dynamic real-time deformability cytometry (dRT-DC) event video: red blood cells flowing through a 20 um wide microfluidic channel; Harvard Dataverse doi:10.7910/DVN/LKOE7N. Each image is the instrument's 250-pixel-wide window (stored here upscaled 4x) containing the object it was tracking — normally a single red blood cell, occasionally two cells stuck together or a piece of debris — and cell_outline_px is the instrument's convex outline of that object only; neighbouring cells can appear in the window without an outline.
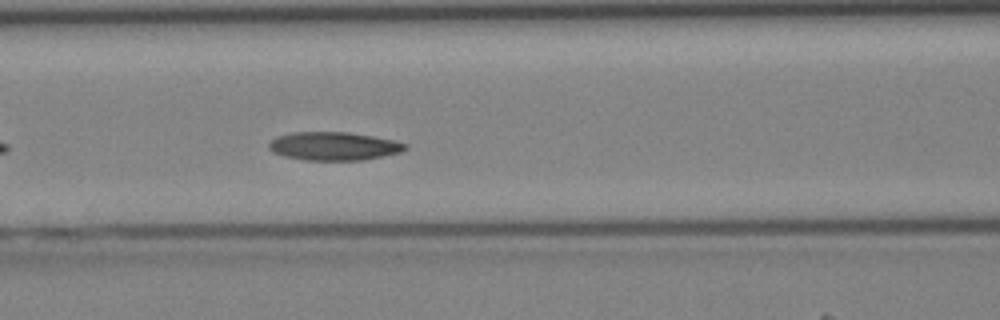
{"species": "Egyptian fruit bat (a non-hibernating species)", "species_latin": "Rousettus aegyptiacus", "temperature_condition": "cold", "stored_images_in_passage": 21, "camera_frame_rate_fps": 3000, "um_per_image_px": 0.085, "animal": {"sex": "female"}, "frame": {"image": 1, "passage_image": 7, "time_ms": 2.0, "image_size_px": [1000, 320], "cell_outline_px": [[408, 148], [400, 152], [360, 160], [304, 160], [284, 156], [272, 152], [268, 148], [268, 144], [276, 136], [292, 132], [348, 132], [396, 140], [408, 144]], "centroid_in_image_um": [28.35, 12.41], "position_along_channel_um": 138.2, "area_um2": 22.54}}
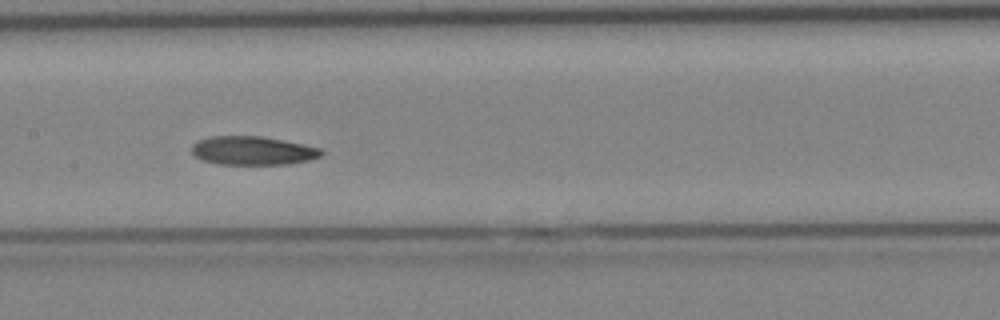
{"frame": {"image": 2, "passage_image": 10, "time_ms": 3.0, "image_size_px": [1000, 320], "cell_outline_px": [[324, 152], [320, 156], [308, 160], [288, 164], [216, 164], [204, 160], [196, 156], [192, 152], [192, 144], [208, 136], [260, 136], [320, 148]], "centroid_in_image_um": [21.45, 12.8], "position_along_channel_um": 185.9, "area_um2": 21.33}}